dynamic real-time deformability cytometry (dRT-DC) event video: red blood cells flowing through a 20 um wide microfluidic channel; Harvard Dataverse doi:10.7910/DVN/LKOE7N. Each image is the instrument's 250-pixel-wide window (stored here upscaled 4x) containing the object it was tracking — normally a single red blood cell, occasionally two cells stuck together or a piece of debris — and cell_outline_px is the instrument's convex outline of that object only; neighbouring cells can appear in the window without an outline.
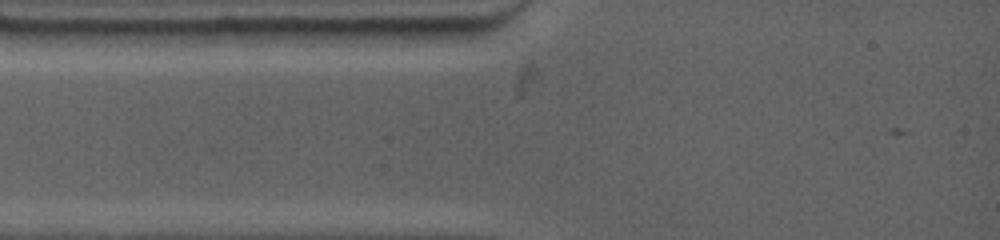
{"species": "common noctule bat (a hibernating species)", "species_latin": "Nyctalus noctula", "temperature_condition": "warm", "stored_images_in_passage": 1, "camera_frame_rate_fps": 4500, "um_per_image_px": 0.085, "animal": {"sex": "female", "body_mass_g": 19.0, "forearm_length_mm": 53.3}, "frame": {"image": 1, "passage_image": 1, "time_ms": 0.0, "image_size_px": [1000, 240], "cell_outline_px": [[472, 28], [464, 44], [368, 44], [360, 32], [360, 28]], "centroid_in_image_um": [35.32, 3.04], "position_along_channel_um": 49.7, "area_um2": 12.14}}